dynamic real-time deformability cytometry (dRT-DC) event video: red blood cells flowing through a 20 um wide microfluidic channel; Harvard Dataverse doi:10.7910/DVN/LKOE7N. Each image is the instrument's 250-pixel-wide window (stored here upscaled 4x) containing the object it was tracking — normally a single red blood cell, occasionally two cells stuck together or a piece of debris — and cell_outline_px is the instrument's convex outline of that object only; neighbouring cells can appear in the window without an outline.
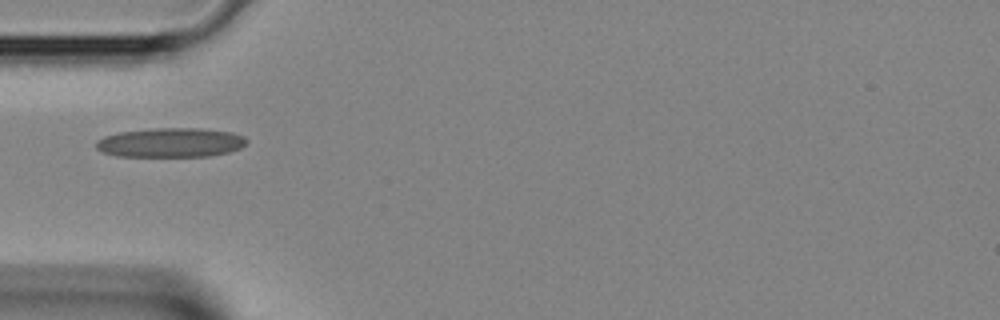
{"species": "Egyptian fruit bat (a non-hibernating species)", "species_latin": "Rousettus aegyptiacus", "temperature_condition": "room temperature", "stored_images_in_passage": 1, "camera_frame_rate_fps": 3000, "um_per_image_px": 0.085, "animal": {"sex": "female"}, "frame": {"image": 1, "passage_image": 1, "time_ms": 0.0, "image_size_px": [1000, 320], "cell_outline_px": [[248, 144], [240, 148], [228, 152], [208, 156], [116, 156], [104, 152], [96, 148], [96, 140], [104, 136], [120, 132], [156, 128], [200, 128], [232, 132], [244, 136], [248, 140]], "centroid_in_image_um": [14.53, 12.11], "position_along_channel_um": 70.5, "area_um2": 25.78}}